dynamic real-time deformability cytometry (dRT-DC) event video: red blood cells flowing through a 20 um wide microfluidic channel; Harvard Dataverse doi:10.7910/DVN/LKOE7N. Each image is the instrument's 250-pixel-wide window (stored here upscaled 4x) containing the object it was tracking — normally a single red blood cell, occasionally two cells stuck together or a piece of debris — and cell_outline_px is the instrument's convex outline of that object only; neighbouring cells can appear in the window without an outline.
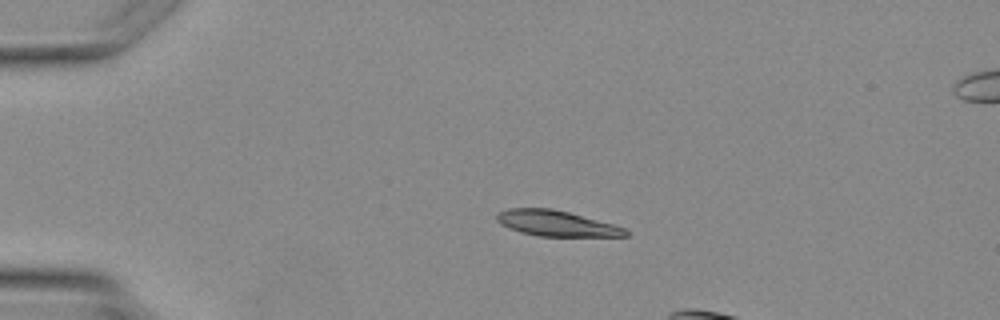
{"species": "Egyptian fruit bat (a non-hibernating species)", "species_latin": "Rousettus aegyptiacus", "temperature_condition": "warm", "stored_images_in_passage": 3, "camera_frame_rate_fps": 3000, "um_per_image_px": 0.085, "animal": {"sex": "female"}, "frame": {"image": 1, "passage_image": 1, "time_ms": 0.0, "image_size_px": [1000, 320], "cell_outline_px": [[628, 236], [540, 236], [520, 232], [508, 228], [500, 224], [496, 220], [496, 216], [500, 212], [508, 208], [552, 208], [568, 212], [612, 224], [624, 228], [628, 232]], "centroid_in_image_um": [47.24, 18.98], "position_along_channel_um": 37.8, "area_um2": 19.02}}
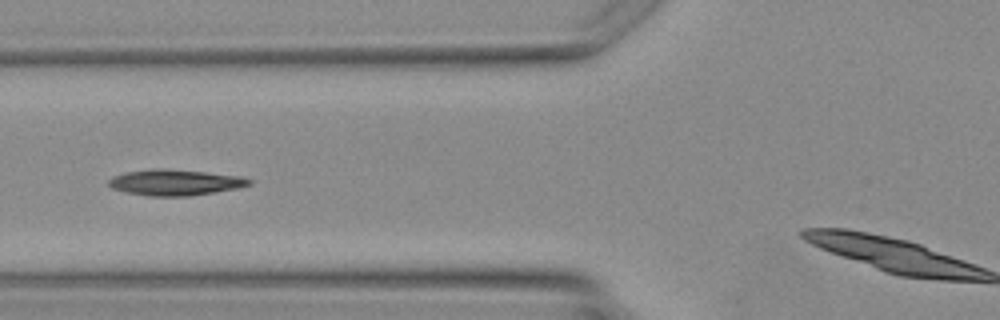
{"frame": {"image": 2, "passage_image": 3, "time_ms": 2.333, "image_size_px": [1000, 320], "cell_outline_px": [[252, 184], [236, 188], [188, 196], [148, 196], [128, 192], [112, 188], [108, 184], [108, 180], [116, 176], [128, 172], [152, 168], [160, 168], [204, 172], [240, 176], [252, 180]], "centroid_in_image_um": [14.89, 15.5], "position_along_channel_um": 110.9, "area_um2": 20.81}}